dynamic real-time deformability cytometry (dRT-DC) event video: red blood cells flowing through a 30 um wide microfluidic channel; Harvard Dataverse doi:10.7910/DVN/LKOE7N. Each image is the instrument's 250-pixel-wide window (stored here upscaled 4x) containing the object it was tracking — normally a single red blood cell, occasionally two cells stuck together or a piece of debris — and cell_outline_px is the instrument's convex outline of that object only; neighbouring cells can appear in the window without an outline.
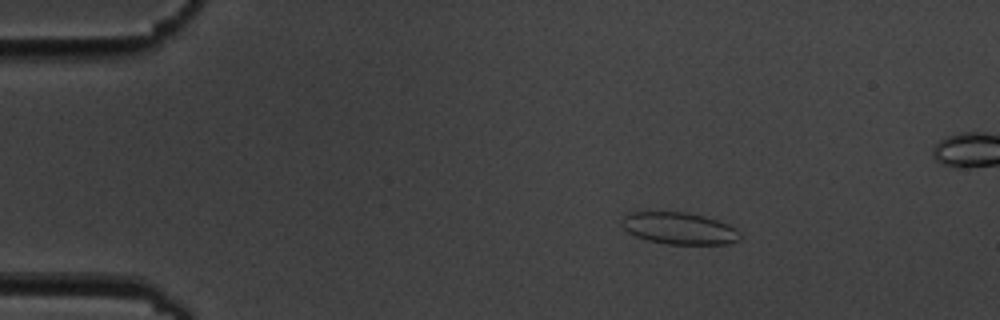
{"species": "common noctule bat (a hibernating species)", "species_latin": "Nyctalus noctula", "temperature_condition": "cold", "stored_images_in_passage": 5, "camera_frame_rate_fps": 3000, "um_per_image_px": 0.085, "animal": {"sex": "male", "body_mass_g": 19.5, "forearm_length_mm": 54.6}, "frame": {"image": 1, "passage_image": 2, "time_ms": 1.333, "image_size_px": [1000, 320], "cell_outline_px": [[740, 240], [728, 244], [668, 244], [648, 240], [636, 236], [628, 232], [620, 224], [624, 216], [628, 212], [688, 212], [704, 216], [728, 224], [736, 228], [740, 232]], "centroid_in_image_um": [57.74, 19.41], "position_along_channel_um": 27.3, "area_um2": 22.02}}